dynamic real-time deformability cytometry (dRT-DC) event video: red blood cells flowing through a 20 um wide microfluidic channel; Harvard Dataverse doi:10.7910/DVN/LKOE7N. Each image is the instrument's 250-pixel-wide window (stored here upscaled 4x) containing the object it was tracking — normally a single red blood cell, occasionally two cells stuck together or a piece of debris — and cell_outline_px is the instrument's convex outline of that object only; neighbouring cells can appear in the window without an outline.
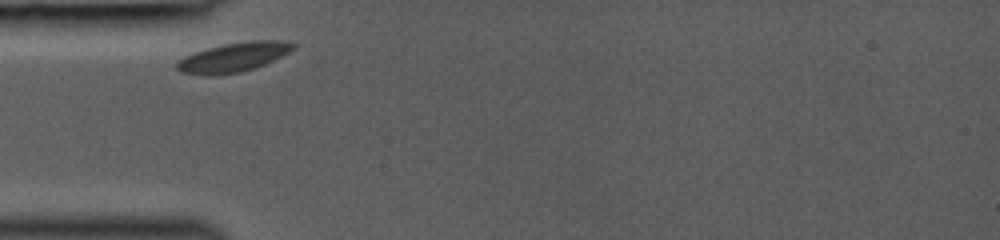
{"species": "common noctule bat (a hibernating species)", "species_latin": "Nyctalus noctula", "temperature_condition": "room temperature", "stored_images_in_passage": 27, "camera_frame_rate_fps": 3000, "um_per_image_px": 0.085, "animal": {"sex": "female", "body_mass_g": 19.0, "forearm_length_mm": 53.3}, "frame": {"image": 1, "passage_image": 1, "time_ms": 0.0, "image_size_px": [1000, 240], "cell_outline_px": [[296, 44], [288, 52], [264, 64], [240, 72], [208, 76], [180, 72], [176, 68], [176, 64], [184, 56], [208, 48], [224, 44], [252, 40], [280, 40]], "centroid_in_image_um": [19.8, 4.87], "position_along_channel_um": 65.2, "area_um2": 19.48}}
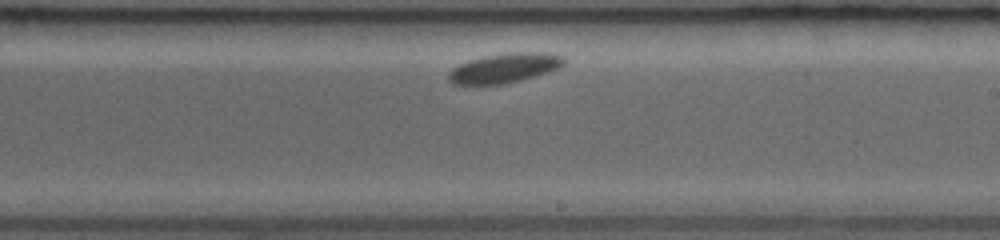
{"frame": {"image": 2, "passage_image": 15, "time_ms": 4.667, "image_size_px": [1000, 240], "cell_outline_px": [[564, 64], [556, 68], [520, 80], [504, 84], [452, 84], [448, 80], [448, 72], [452, 68], [460, 64], [484, 56], [508, 52], [548, 52], [564, 56]], "centroid_in_image_um": [42.86, 5.77], "position_along_channel_um": 246.1, "area_um2": 19.59}}
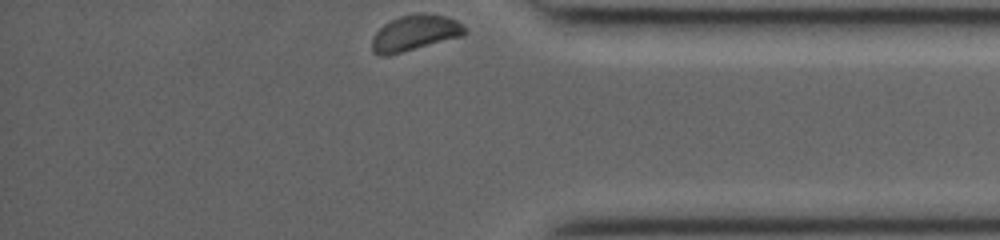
{"frame": {"image": 3, "passage_image": 27, "time_ms": 8.667, "image_size_px": [1000, 240], "cell_outline_px": [[464, 36], [384, 56], [380, 56], [372, 52], [372, 36], [384, 24], [400, 16], [416, 12], [424, 12], [444, 16], [456, 20], [464, 28]], "centroid_in_image_um": [35.23, 2.79], "position_along_channel_um": 400.0, "area_um2": 19.13}}